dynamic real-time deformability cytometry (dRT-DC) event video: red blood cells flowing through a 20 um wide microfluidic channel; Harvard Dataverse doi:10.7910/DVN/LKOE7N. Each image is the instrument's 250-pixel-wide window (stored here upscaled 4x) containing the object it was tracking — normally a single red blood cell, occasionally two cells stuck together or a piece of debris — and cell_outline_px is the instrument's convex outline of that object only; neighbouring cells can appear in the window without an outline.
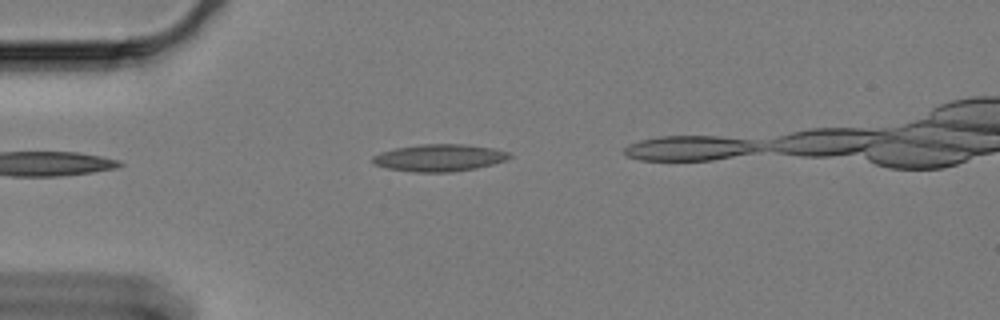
{"species": "Egyptian fruit bat (a non-hibernating species)", "species_latin": "Rousettus aegyptiacus", "temperature_condition": "cold", "stored_images_in_passage": 8, "camera_frame_rate_fps": 3000, "um_per_image_px": 0.085, "animal": {"sex": "female"}, "frame": {"image": 1, "passage_image": 1, "time_ms": 0.0, "image_size_px": [1000, 320], "cell_outline_px": [[512, 156], [504, 160], [492, 164], [476, 168], [452, 172], [412, 172], [388, 168], [372, 164], [372, 156], [380, 152], [396, 148], [420, 144], [460, 144], [492, 148], [508, 152]], "centroid_in_image_um": [37.29, 13.41], "position_along_channel_um": 47.7, "area_um2": 21.5}}
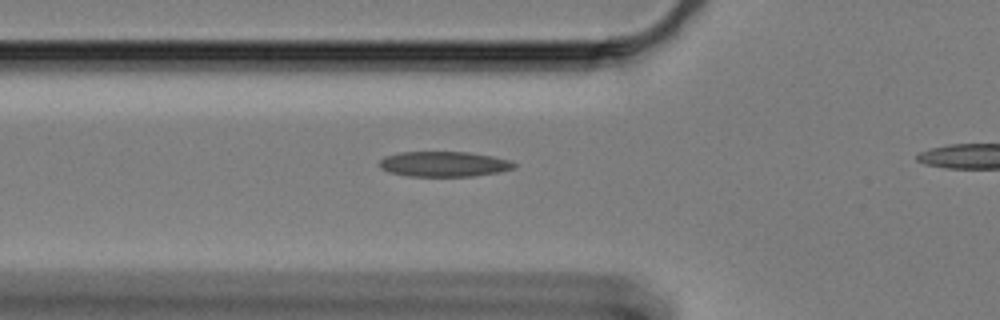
{"frame": {"image": 2, "passage_image": 6, "time_ms": 1.667, "image_size_px": [1000, 320], "cell_outline_px": [[516, 168], [500, 172], [472, 176], [408, 176], [392, 172], [380, 168], [380, 160], [384, 156], [400, 152], [468, 152], [492, 156], [508, 160], [516, 164]], "centroid_in_image_um": [37.75, 13.94], "position_along_channel_um": 88.0, "area_um2": 19.71}}